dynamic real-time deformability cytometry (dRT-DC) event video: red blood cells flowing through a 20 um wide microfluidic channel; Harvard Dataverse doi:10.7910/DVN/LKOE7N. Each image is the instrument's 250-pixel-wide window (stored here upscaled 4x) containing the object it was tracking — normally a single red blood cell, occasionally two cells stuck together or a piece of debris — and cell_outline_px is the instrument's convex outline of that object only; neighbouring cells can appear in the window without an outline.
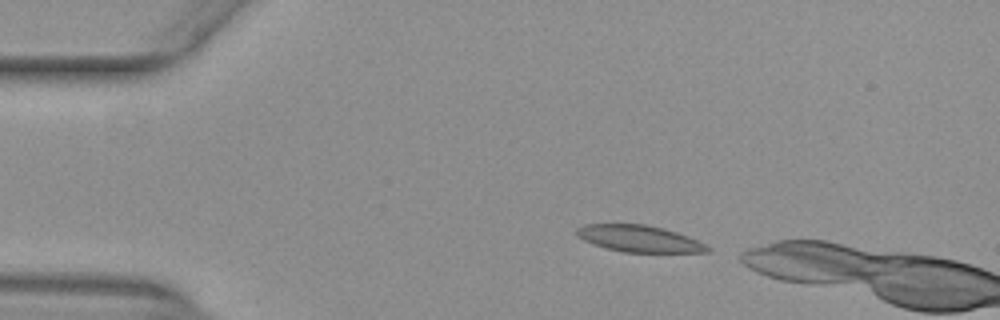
{"species": "common noctule bat (a hibernating species)", "species_latin": "Nyctalus noctula", "temperature_condition": "warm", "stored_images_in_passage": 4, "camera_frame_rate_fps": 3000, "um_per_image_px": 0.085, "animal": {"sex": "female", "body_mass_g": 29.2, "forearm_length_mm": 56.3}, "frame": {"image": 1, "passage_image": 2, "time_ms": 0.333, "image_size_px": [1000, 320], "cell_outline_px": [[712, 252], [624, 252], [592, 244], [576, 236], [576, 228], [584, 224], [644, 224], [664, 228], [688, 236], [712, 248]], "centroid_in_image_um": [54.32, 20.28], "position_along_channel_um": 30.7, "area_um2": 20.29}}